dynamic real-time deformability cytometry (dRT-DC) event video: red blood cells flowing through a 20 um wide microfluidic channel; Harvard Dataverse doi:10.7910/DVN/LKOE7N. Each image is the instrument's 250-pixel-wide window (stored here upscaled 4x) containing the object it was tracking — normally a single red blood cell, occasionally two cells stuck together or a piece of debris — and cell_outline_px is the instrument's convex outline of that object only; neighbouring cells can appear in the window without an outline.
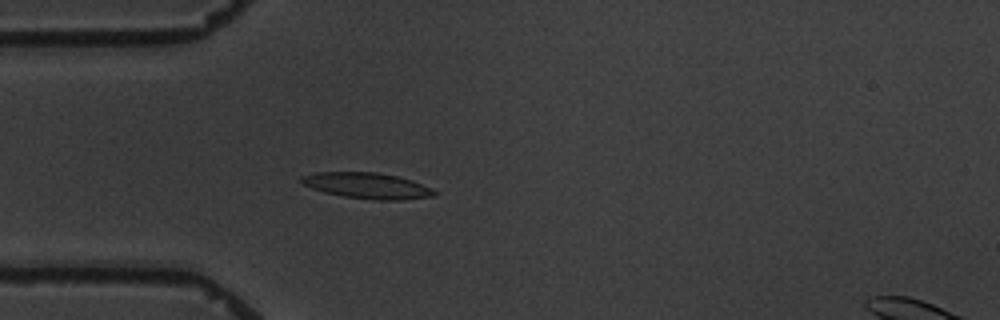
{"species": "common noctule bat (a hibernating species)", "species_latin": "Nyctalus noctula", "temperature_condition": "warm", "stored_images_in_passage": 3, "camera_frame_rate_fps": 3000, "um_per_image_px": 0.085, "animal": {"sex": "male", "body_mass_g": 19.5, "forearm_length_mm": 54.6}, "frame": {"image": 1, "passage_image": 3, "time_ms": 2.333, "image_size_px": [1000, 320], "cell_outline_px": [[440, 192], [436, 196], [404, 200], [372, 200], [344, 196], [324, 192], [312, 188], [304, 184], [300, 180], [300, 176], [316, 172], [376, 172], [396, 176], [412, 180], [432, 188]], "centroid_in_image_um": [31.27, 15.79], "position_along_channel_um": 53.7, "area_um2": 20.23}}